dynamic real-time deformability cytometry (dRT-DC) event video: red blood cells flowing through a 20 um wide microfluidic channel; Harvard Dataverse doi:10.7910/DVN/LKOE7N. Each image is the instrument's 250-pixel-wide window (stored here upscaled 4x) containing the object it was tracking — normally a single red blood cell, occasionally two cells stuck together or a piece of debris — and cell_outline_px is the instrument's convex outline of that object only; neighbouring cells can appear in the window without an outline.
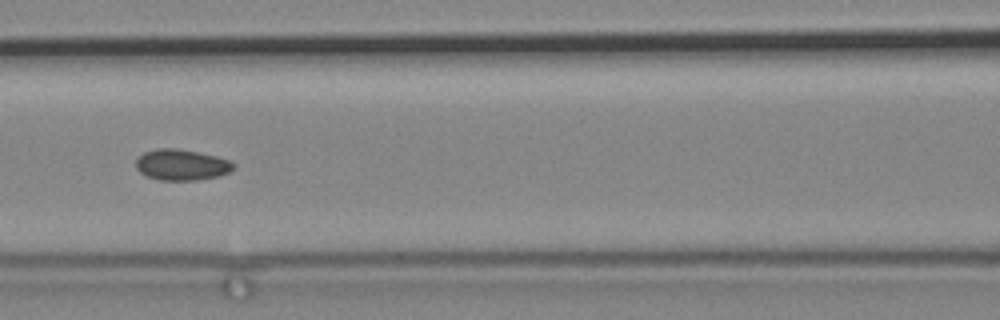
{"species": "common noctule bat (a hibernating species)", "species_latin": "Nyctalus noctula", "temperature_condition": "cold", "stored_images_in_passage": 5, "camera_frame_rate_fps": 3000, "um_per_image_px": 0.085, "animal": {"sex": "male", "body_mass_g": 19.2, "forearm_length_mm": 51.8}, "frame": {"image": 1, "passage_image": 3, "time_ms": 0.667, "image_size_px": [1000, 320], "cell_outline_px": [[236, 164], [228, 172], [216, 176], [196, 180], [160, 180], [148, 176], [140, 172], [136, 168], [136, 160], [144, 152], [156, 148], [176, 148], [216, 156], [228, 160]], "centroid_in_image_um": [15.4, 14.0], "position_along_channel_um": 151.2, "area_um2": 17.34}}
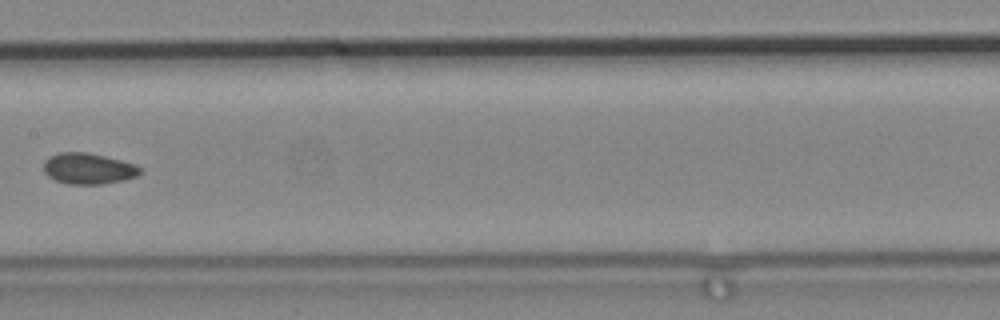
{"frame": {"image": 2, "passage_image": 4, "time_ms": 1.0, "image_size_px": [1000, 320], "cell_outline_px": [[140, 172], [136, 176], [124, 180], [100, 184], [68, 184], [56, 180], [48, 176], [44, 172], [44, 160], [48, 156], [60, 152], [88, 152], [136, 164], [140, 168]], "centroid_in_image_um": [7.47, 14.32], "position_along_channel_um": 199.9, "area_um2": 17.4}}
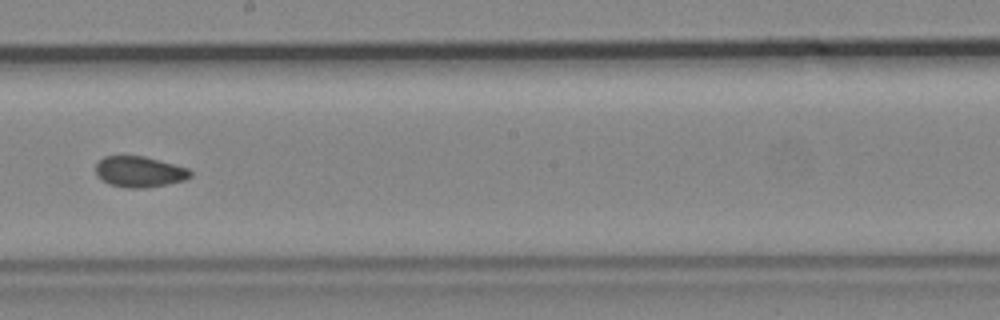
{"frame": {"image": 3, "passage_image": 5, "time_ms": 1.333, "image_size_px": [1000, 320], "cell_outline_px": [[192, 176], [184, 180], [144, 188], [128, 188], [108, 184], [96, 172], [96, 164], [104, 156], [144, 156], [188, 168], [192, 172]], "centroid_in_image_um": [11.86, 14.59], "position_along_channel_um": 236.3, "area_um2": 16.76}}